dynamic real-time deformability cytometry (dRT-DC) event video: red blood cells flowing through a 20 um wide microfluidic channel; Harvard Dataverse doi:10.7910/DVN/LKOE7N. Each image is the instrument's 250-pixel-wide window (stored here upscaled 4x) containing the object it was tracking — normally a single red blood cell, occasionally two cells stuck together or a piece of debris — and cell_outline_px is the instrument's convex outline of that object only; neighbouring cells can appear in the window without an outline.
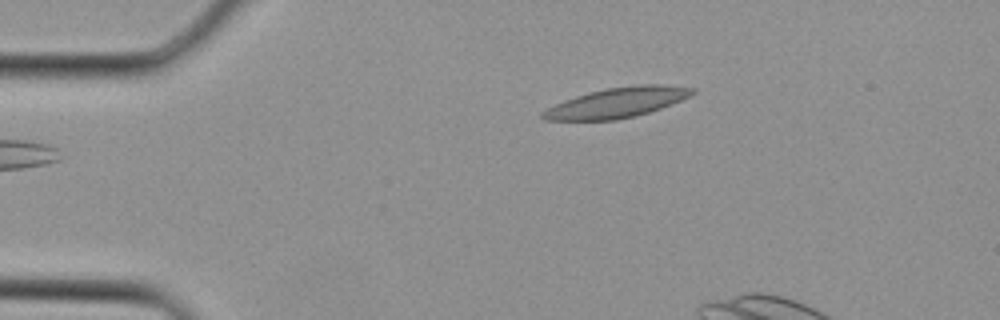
{"species": "Egyptian fruit bat (a non-hibernating species)", "species_latin": "Rousettus aegyptiacus", "temperature_condition": "cold", "stored_images_in_passage": 3, "camera_frame_rate_fps": 3000, "um_per_image_px": 0.085, "animal": {"sex": "female"}, "frame": {"image": 1, "passage_image": 1, "time_ms": 0.0, "image_size_px": [1000, 320], "cell_outline_px": [[696, 92], [680, 100], [660, 108], [648, 112], [616, 120], [544, 120], [540, 116], [540, 112], [564, 100], [576, 96], [608, 88], [636, 84], [660, 84], [696, 88]], "centroid_in_image_um": [52.43, 8.72], "position_along_channel_um": 32.6, "area_um2": 25.84}}